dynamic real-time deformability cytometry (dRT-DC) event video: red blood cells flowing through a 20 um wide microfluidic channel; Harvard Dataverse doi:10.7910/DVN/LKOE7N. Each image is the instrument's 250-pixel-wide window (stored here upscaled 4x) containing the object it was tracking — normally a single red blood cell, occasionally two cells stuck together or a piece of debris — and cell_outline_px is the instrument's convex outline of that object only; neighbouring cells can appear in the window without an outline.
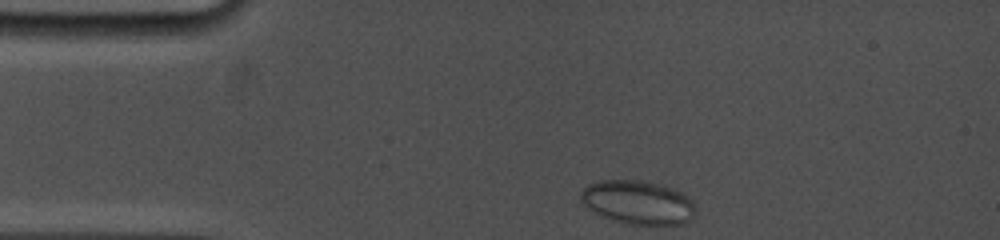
{"species": "common noctule bat (a hibernating species)", "species_latin": "Nyctalus noctula", "temperature_condition": "cold", "stored_images_in_passage": 8, "camera_frame_rate_fps": 5000, "um_per_image_px": 0.085, "animal": {"sex": "female", "body_mass_g": 19.0, "forearm_length_mm": 53.3}, "frame": {"image": 1, "passage_image": 1, "time_ms": 0.0, "image_size_px": [1000, 240], "cell_outline_px": [[696, 212], [684, 224], [624, 224], [612, 220], [588, 208], [580, 200], [580, 192], [588, 184], [600, 180], [640, 180], [660, 184], [672, 188], [688, 196], [692, 200]], "centroid_in_image_um": [54.21, 17.19], "position_along_channel_um": 30.8, "area_um2": 29.19}}
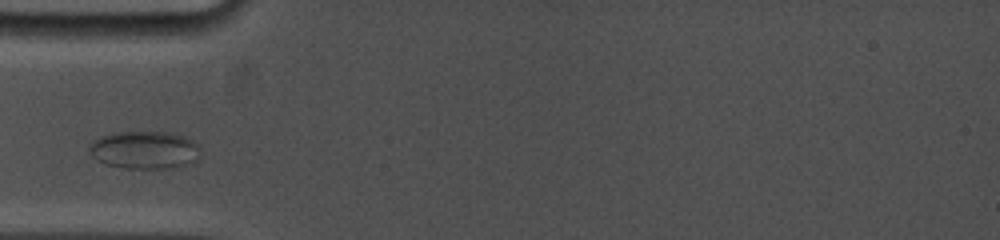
{"frame": {"image": 2, "passage_image": 7, "time_ms": 2.4, "image_size_px": [1000, 240], "cell_outline_px": [[200, 148], [196, 160], [176, 168], [124, 168], [104, 164], [92, 156], [88, 152], [88, 148], [100, 136], [116, 132], [168, 132], [184, 136], [200, 144]], "centroid_in_image_um": [12.29, 12.75], "position_along_channel_um": 72.7, "area_um2": 24.51}}